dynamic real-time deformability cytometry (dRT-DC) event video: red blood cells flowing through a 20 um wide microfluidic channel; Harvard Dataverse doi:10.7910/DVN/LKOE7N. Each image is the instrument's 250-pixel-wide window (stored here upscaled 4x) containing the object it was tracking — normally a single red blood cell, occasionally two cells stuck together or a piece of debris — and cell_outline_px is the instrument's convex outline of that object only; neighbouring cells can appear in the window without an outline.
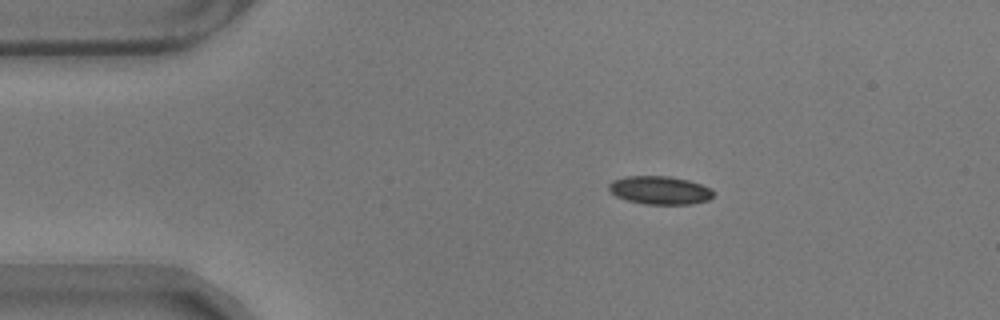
{"species": "common noctule bat (a hibernating species)", "species_latin": "Nyctalus noctula", "temperature_condition": "warm", "stored_images_in_passage": 48, "camera_frame_rate_fps": 3000, "um_per_image_px": 0.085, "animal": {"sex": "male", "body_mass_g": 17.9}, "frame": {"image": 1, "passage_image": 1, "time_ms": 0.0, "image_size_px": [1000, 320], "cell_outline_px": [[716, 192], [708, 200], [692, 204], [644, 204], [628, 200], [616, 196], [608, 188], [608, 184], [612, 180], [624, 176], [668, 176], [688, 180], [712, 188]], "centroid_in_image_um": [56.1, 16.16], "position_along_channel_um": 28.9, "area_um2": 17.28}}
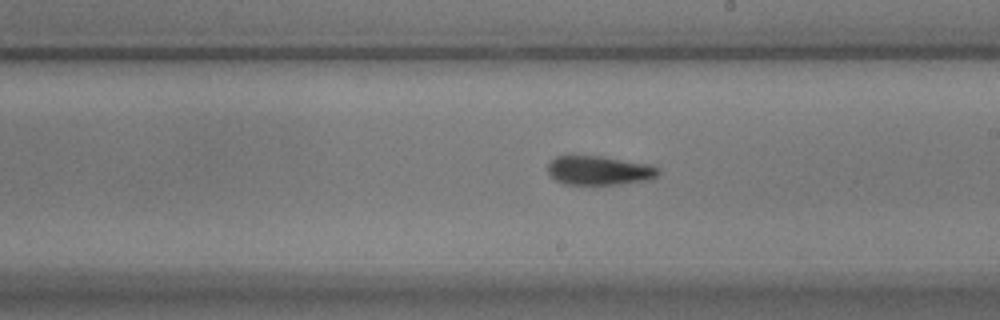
{"frame": {"image": 2, "passage_image": 23, "time_ms": 7.333, "image_size_px": [1000, 320], "cell_outline_px": [[660, 172], [656, 176], [648, 180], [620, 184], [564, 184], [556, 180], [548, 172], [548, 164], [556, 156], [600, 156], [652, 164], [660, 168]], "centroid_in_image_um": [50.97, 14.48], "position_along_channel_um": 238.0, "area_um2": 18.73}}
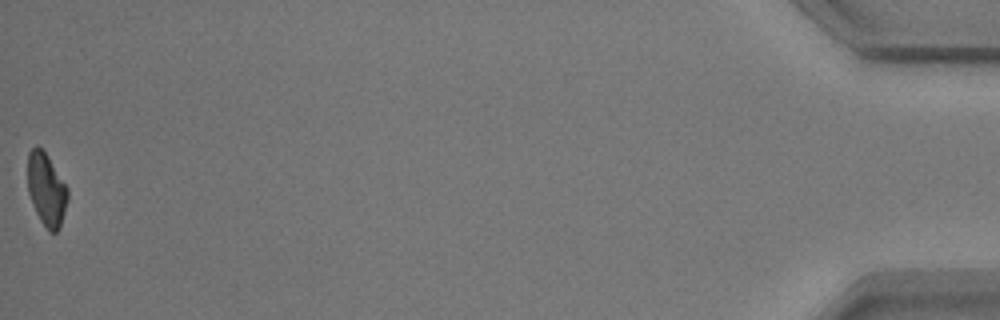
{"frame": {"image": 3, "passage_image": 48, "time_ms": 15.667, "image_size_px": [1000, 320], "cell_outline_px": [[68, 200], [60, 224], [56, 232], [48, 232], [40, 220], [36, 212], [28, 192], [28, 152], [36, 144], [44, 152], [68, 188]], "centroid_in_image_um": [3.93, 16.12], "position_along_channel_um": 431.3, "area_um2": 16.65}, "authors_computed_cell_mechanics": {"area_um2": 18.6116, "velocity_mm_per_s": 3.5305, "shape_relaxation_time_tau1_ms": 4.7394, "shape_relaxation_time_tau2_ms": 8.9438, "deformation_change_tau1": 0.1266, "deformation_change_tau2": 0.2245}}